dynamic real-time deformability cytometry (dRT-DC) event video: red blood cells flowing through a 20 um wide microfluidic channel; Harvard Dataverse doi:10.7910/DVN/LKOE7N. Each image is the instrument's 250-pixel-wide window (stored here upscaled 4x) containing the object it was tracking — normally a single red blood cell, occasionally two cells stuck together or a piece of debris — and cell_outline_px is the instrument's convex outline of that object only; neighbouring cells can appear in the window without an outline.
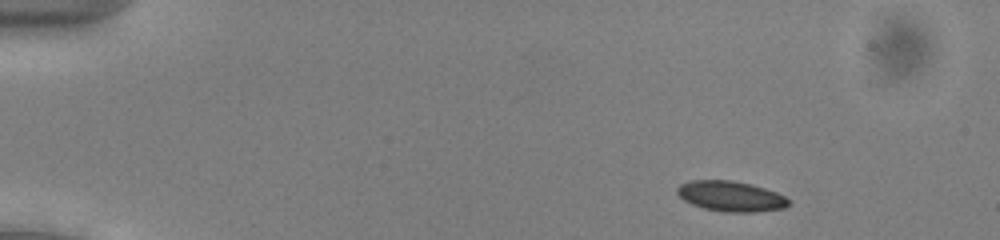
{"species": "common noctule bat (a hibernating species)", "species_latin": "Nyctalus noctula", "temperature_condition": "cold", "stored_images_in_passage": 49, "camera_frame_rate_fps": 3000, "um_per_image_px": 0.085, "animal": {"sex": "male", "body_mass_g": 13.0, "forearm_length_mm": 53.1}, "frame": {"image": 1, "passage_image": 3, "time_ms": 0.667, "image_size_px": [1000, 240], "cell_outline_px": [[792, 204], [784, 208], [756, 212], [724, 212], [704, 208], [692, 204], [684, 200], [676, 192], [676, 188], [680, 184], [692, 180], [732, 180], [752, 184], [776, 192], [784, 196]], "centroid_in_image_um": [62.12, 16.68], "position_along_channel_um": 22.9, "area_um2": 19.77}}
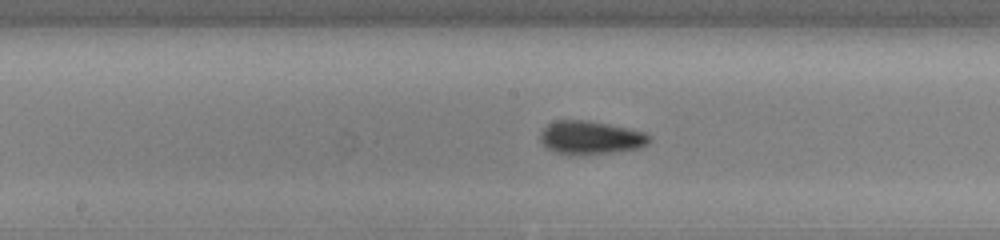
{"frame": {"image": 2, "passage_image": 24, "time_ms": 7.667, "image_size_px": [1000, 240], "cell_outline_px": [[652, 140], [648, 144], [640, 148], [612, 152], [576, 156], [568, 156], [556, 152], [548, 148], [540, 140], [540, 132], [548, 124], [556, 120], [584, 120], [644, 132], [652, 136]], "centroid_in_image_um": [50.19, 11.72], "position_along_channel_um": 198.0, "area_um2": 21.21}}
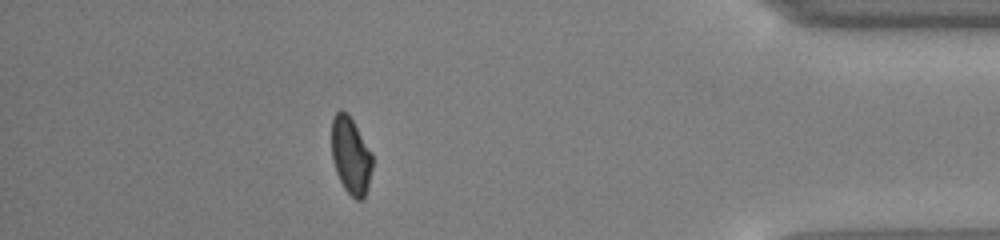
{"frame": {"image": 3, "passage_image": 43, "time_ms": 14.0, "image_size_px": [1000, 240], "cell_outline_px": [[372, 168], [364, 200], [356, 200], [344, 188], [336, 172], [332, 160], [332, 116], [340, 108], [348, 112], [372, 152]], "centroid_in_image_um": [29.81, 13.19], "position_along_channel_um": 405.4, "area_um2": 18.5}, "authors_computed_cell_mechanics": {"area_um2": 19.5364, "velocity_mm_per_s": 3.914, "shape_relaxation_time_tau1_ms": 7.7113, "shape_relaxation_time_tau2_ms": 3.1897, "deformation_change_tau1": 0.1522, "deformation_change_tau2": 0.0954}}